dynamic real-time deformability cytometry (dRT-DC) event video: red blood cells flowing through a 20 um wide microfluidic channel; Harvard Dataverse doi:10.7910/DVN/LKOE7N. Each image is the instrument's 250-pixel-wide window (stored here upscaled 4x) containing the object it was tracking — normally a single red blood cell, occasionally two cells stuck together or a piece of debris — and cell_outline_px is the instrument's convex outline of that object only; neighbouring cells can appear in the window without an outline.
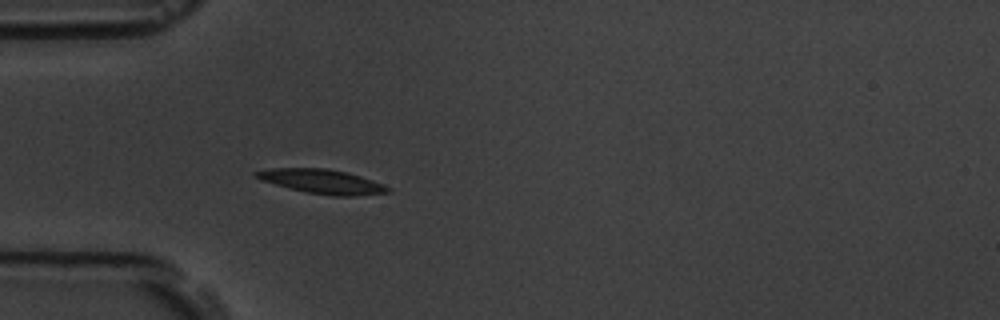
{"species": "common noctule bat (a hibernating species)", "species_latin": "Nyctalus noctula", "temperature_condition": "room temperature", "stored_images_in_passage": 3, "camera_frame_rate_fps": 3000, "um_per_image_px": 0.085, "animal": {"sex": "male", "body_mass_g": 19.5, "forearm_length_mm": 54.6}, "frame": {"image": 1, "passage_image": 3, "time_ms": 2.333, "image_size_px": [1000, 320], "cell_outline_px": [[392, 188], [388, 192], [356, 196], [332, 196], [308, 192], [288, 188], [260, 180], [252, 176], [252, 172], [272, 168], [328, 168], [360, 176], [384, 184]], "centroid_in_image_um": [27.34, 15.42], "position_along_channel_um": 57.7, "area_um2": 18.67}}